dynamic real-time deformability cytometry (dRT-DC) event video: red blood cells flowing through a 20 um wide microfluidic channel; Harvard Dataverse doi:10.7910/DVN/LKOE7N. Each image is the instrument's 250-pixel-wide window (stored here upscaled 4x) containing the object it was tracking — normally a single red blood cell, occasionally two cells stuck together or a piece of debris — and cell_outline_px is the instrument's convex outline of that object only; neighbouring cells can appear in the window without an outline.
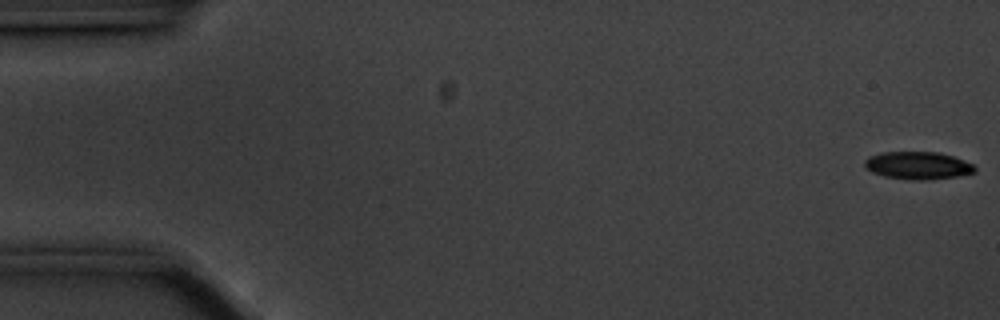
{"species": "common noctule bat (a hibernating species)", "species_latin": "Nyctalus noctula", "temperature_condition": "cold", "stored_images_in_passage": 57, "camera_frame_rate_fps": 3000, "um_per_image_px": 0.085, "animal": {"sex": "male", "body_mass_g": 20.1, "forearm_length_mm": 53.5}, "frame": {"image": 1, "passage_image": 1, "time_ms": 0.0, "image_size_px": [1000, 320], "cell_outline_px": [[976, 172], [956, 176], [928, 180], [912, 180], [884, 176], [872, 172], [864, 168], [864, 160], [868, 156], [884, 152], [940, 152], [952, 156], [972, 164], [976, 168]], "centroid_in_image_um": [77.98, 14.06], "position_along_channel_um": 7.0, "area_um2": 17.74}}
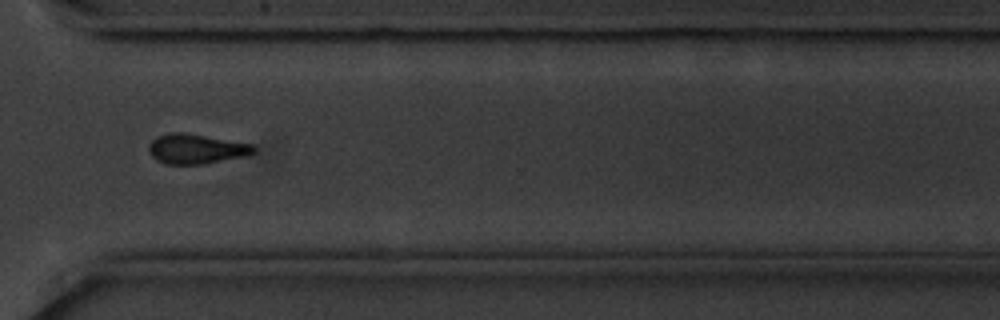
{"frame": {"image": 2, "passage_image": 42, "time_ms": 13.667, "image_size_px": [1000, 320], "cell_outline_px": [[256, 152], [240, 156], [204, 164], [168, 164], [156, 160], [148, 152], [148, 144], [156, 136], [168, 132], [184, 132], [252, 144], [256, 148]], "centroid_in_image_um": [16.6, 12.64], "position_along_channel_um": 354.0, "area_um2": 18.15}}
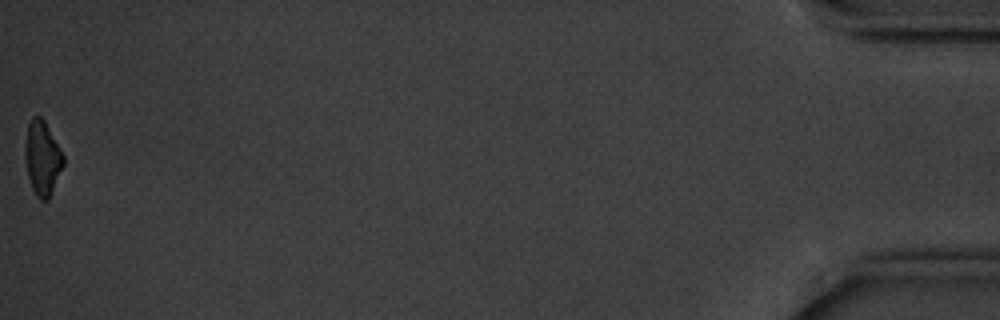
{"frame": {"image": 3, "passage_image": 57, "time_ms": 18.667, "image_size_px": [1000, 320], "cell_outline_px": [[64, 164], [52, 192], [48, 200], [40, 200], [36, 196], [32, 188], [28, 176], [24, 156], [24, 148], [28, 124], [32, 116], [40, 116], [44, 120], [60, 148], [64, 156]], "centroid_in_image_um": [3.59, 13.44], "position_along_channel_um": 431.6, "area_um2": 16.59}, "authors_computed_cell_mechanics": {"area_um2": 18.3804, "velocity_mm_per_s": 3.5246, "shape_relaxation_time_tau1_ms": 3.6185, "shape_relaxation_time_tau2_ms": null, "deformation_change_tau1": 0.1192, "deformation_change_tau2": null}}